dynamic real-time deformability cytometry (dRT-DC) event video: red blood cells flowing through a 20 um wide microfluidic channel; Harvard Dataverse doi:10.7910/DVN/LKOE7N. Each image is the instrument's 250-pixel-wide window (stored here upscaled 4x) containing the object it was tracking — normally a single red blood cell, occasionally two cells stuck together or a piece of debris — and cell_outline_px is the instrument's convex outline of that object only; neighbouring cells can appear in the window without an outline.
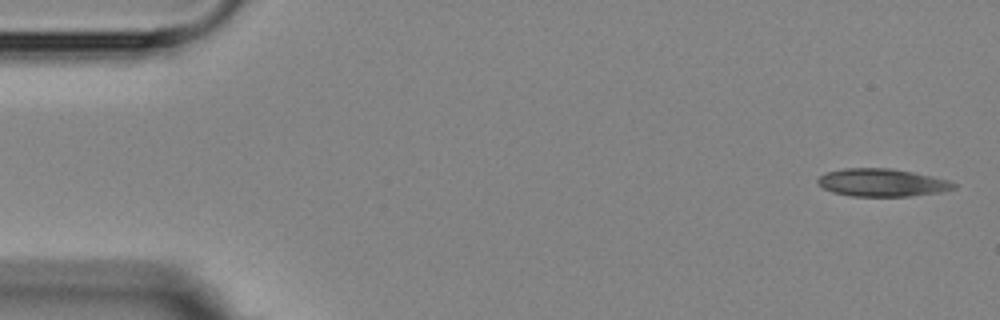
{"species": "Egyptian fruit bat (a non-hibernating species)", "species_latin": "Rousettus aegyptiacus", "temperature_condition": "room temperature", "stored_images_in_passage": 6, "camera_frame_rate_fps": 3000, "um_per_image_px": 0.085, "animal": {"sex": "female"}, "frame": {"image": 1, "passage_image": 1, "time_ms": 0.0, "image_size_px": [1000, 320], "cell_outline_px": [[956, 188], [940, 192], [908, 196], [852, 196], [832, 192], [816, 184], [816, 180], [820, 176], [828, 172], [844, 168], [888, 168], [912, 172], [948, 180], [956, 184]], "centroid_in_image_um": [74.94, 15.52], "position_along_channel_um": 10.1, "area_um2": 21.85}}
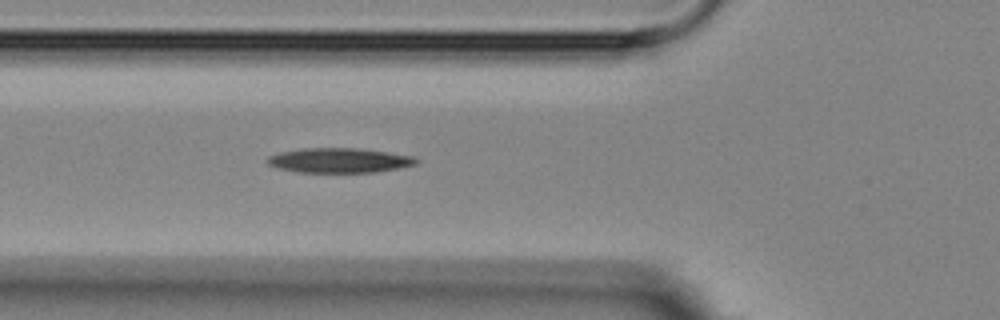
{"frame": {"image": 2, "passage_image": 6, "time_ms": 5.667, "image_size_px": [1000, 320], "cell_outline_px": [[420, 160], [416, 164], [376, 172], [296, 172], [276, 168], [268, 164], [268, 156], [280, 152], [304, 148], [356, 148], [388, 152], [412, 156]], "centroid_in_image_um": [28.81, 13.63], "position_along_channel_um": 97.0, "area_um2": 21.33}}